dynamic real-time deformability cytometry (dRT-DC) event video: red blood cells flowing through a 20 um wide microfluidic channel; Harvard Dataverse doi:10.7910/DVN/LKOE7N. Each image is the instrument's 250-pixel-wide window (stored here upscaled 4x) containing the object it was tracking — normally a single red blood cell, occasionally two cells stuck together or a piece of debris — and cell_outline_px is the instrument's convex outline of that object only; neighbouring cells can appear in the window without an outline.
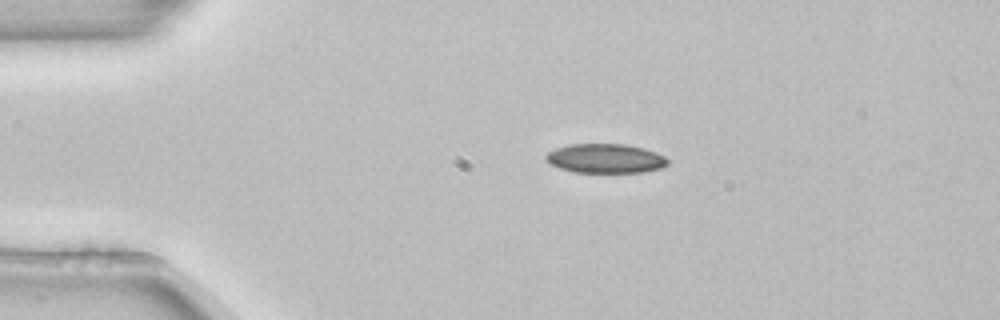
{"species": "common noctule bat (a hibernating species)", "species_latin": "Nyctalus noctula", "temperature_condition": "room temperature", "stored_images_in_passage": 3, "camera_frame_rate_fps": 3000, "um_per_image_px": 0.085, "animal": {"sex": "female", "body_mass_g": 22.7, "forearm_length_mm": 54.2}, "frame": {"image": 1, "passage_image": 1, "time_ms": 0.0, "image_size_px": [1000, 320], "cell_outline_px": [[668, 164], [660, 168], [640, 172], [576, 172], [560, 168], [552, 164], [544, 156], [548, 152], [556, 148], [572, 144], [624, 144], [644, 148], [656, 152], [664, 156], [668, 160]], "centroid_in_image_um": [51.48, 13.46], "position_along_channel_um": 33.5, "area_um2": 20.52}}
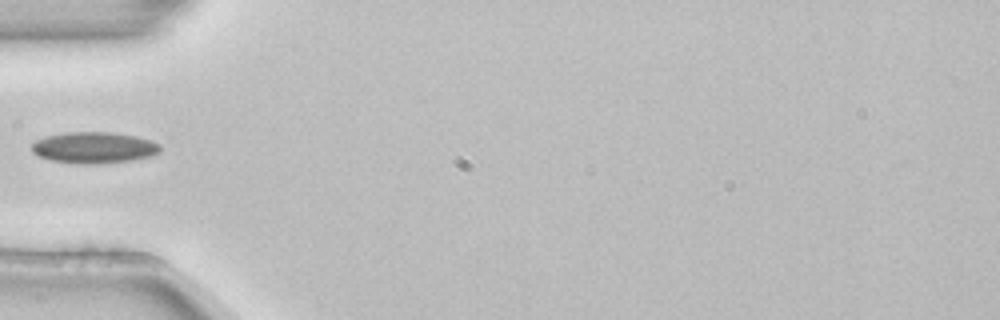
{"frame": {"image": 2, "passage_image": 3, "time_ms": 0.667, "image_size_px": [1000, 320], "cell_outline_px": [[160, 152], [152, 156], [132, 160], [92, 164], [84, 164], [52, 160], [40, 156], [32, 152], [32, 144], [36, 140], [48, 136], [64, 132], [112, 132], [136, 136], [152, 140], [160, 144]], "centroid_in_image_um": [8.03, 12.54], "position_along_channel_um": 77.0, "area_um2": 23.35}}